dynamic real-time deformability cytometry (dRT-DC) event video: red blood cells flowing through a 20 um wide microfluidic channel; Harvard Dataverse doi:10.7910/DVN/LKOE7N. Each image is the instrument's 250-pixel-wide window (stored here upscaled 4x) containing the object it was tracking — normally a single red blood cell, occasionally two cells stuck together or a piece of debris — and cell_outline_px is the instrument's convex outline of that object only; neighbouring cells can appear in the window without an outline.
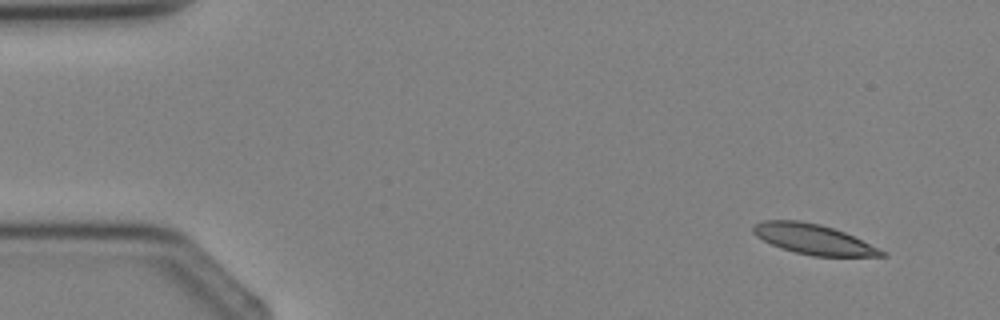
{"species": "Egyptian fruit bat (a non-hibernating species)", "species_latin": "Rousettus aegyptiacus", "temperature_condition": "cold", "stored_images_in_passage": 3, "camera_frame_rate_fps": 3000, "um_per_image_px": 0.085, "animal": {"sex": "female"}, "frame": {"image": 1, "passage_image": 1, "time_ms": 0.0, "image_size_px": [1000, 320], "cell_outline_px": [[888, 256], [812, 256], [780, 248], [756, 236], [752, 232], [752, 224], [764, 220], [800, 220], [820, 224], [844, 232], [888, 252]], "centroid_in_image_um": [69.13, 20.33], "position_along_channel_um": 15.9, "area_um2": 22.54}}